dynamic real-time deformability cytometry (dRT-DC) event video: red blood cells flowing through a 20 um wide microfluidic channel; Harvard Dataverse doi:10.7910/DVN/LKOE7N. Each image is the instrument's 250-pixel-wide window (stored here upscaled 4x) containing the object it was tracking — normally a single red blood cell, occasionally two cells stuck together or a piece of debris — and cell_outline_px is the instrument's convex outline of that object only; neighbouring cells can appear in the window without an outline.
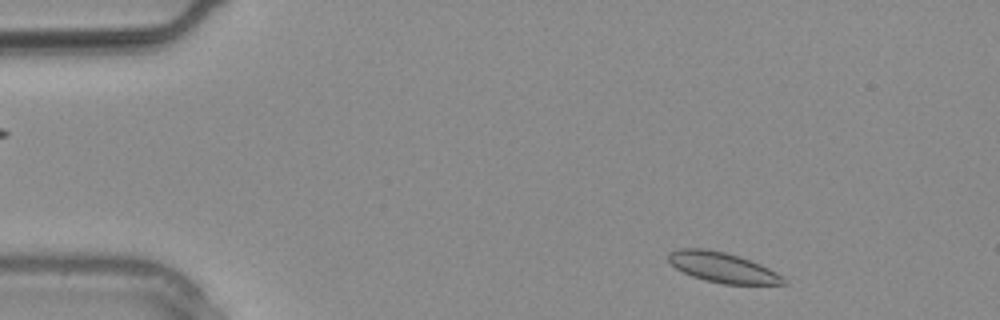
{"species": "common noctule bat (a hibernating species)", "species_latin": "Nyctalus noctula", "temperature_condition": "warm", "stored_images_in_passage": 2, "camera_frame_rate_fps": 3000, "um_per_image_px": 0.085, "animal": {"sex": "male", "body_mass_g": 20.4}, "frame": {"image": 1, "passage_image": 2, "time_ms": 0.333, "image_size_px": [1000, 320], "cell_outline_px": [[788, 284], [724, 284], [704, 280], [692, 276], [676, 268], [668, 260], [668, 256], [672, 252], [680, 248], [704, 248], [724, 252], [760, 264], [776, 272], [788, 280]], "centroid_in_image_um": [61.44, 22.74], "position_along_channel_um": 23.6, "area_um2": 19.94}}